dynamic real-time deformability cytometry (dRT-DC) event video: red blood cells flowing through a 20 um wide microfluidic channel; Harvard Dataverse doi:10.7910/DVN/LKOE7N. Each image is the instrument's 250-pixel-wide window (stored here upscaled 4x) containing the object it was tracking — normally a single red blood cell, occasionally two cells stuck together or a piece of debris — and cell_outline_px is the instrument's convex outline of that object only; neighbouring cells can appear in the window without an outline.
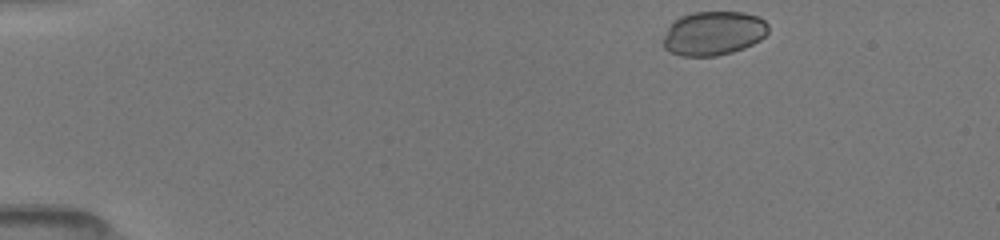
{"species": "common noctule bat (a hibernating species)", "species_latin": "Nyctalus noctula", "temperature_condition": "room temperature", "stored_images_in_passage": 16, "camera_frame_rate_fps": 3000, "um_per_image_px": 0.085, "animal": {"sex": "female", "body_mass_g": 19.5, "forearm_length_mm": 54.1}, "frame": {"image": 1, "passage_image": 1, "time_ms": 0.0, "image_size_px": [1000, 240], "cell_outline_px": [[768, 32], [760, 40], [744, 48], [732, 52], [716, 56], [680, 56], [668, 52], [664, 48], [660, 40], [668, 28], [680, 16], [696, 12], [744, 12], [756, 16], [764, 20], [768, 24]], "centroid_in_image_um": [60.61, 2.84], "position_along_channel_um": 24.4, "area_um2": 27.17}}
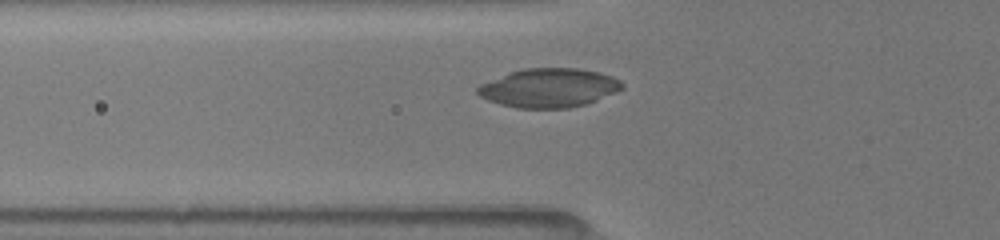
{"frame": {"image": 2, "passage_image": 10, "time_ms": 3.0, "image_size_px": [1000, 240], "cell_outline_px": [[624, 88], [616, 92], [588, 104], [568, 108], [516, 108], [500, 104], [488, 100], [480, 96], [476, 92], [476, 88], [480, 84], [508, 72], [524, 68], [576, 68], [600, 72], [612, 76], [620, 80], [624, 84]], "centroid_in_image_um": [46.67, 7.47], "position_along_channel_um": 79.1, "area_um2": 33.06}}
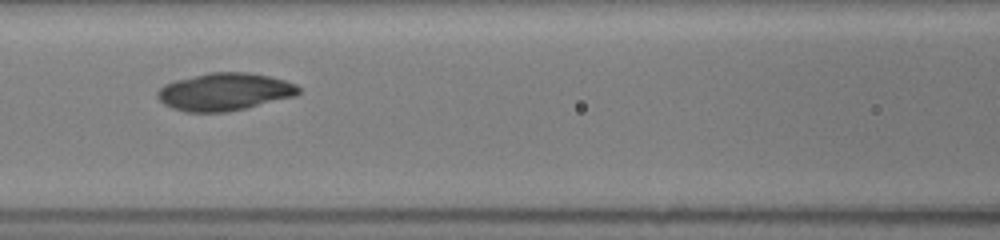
{"frame": {"image": 3, "passage_image": 14, "time_ms": 4.333, "image_size_px": [1000, 240], "cell_outline_px": [[300, 92], [296, 96], [228, 112], [184, 112], [172, 108], [164, 104], [156, 96], [156, 92], [164, 84], [176, 80], [212, 72], [244, 72], [268, 76], [284, 80], [296, 84], [300, 88]], "centroid_in_image_um": [19.08, 7.81], "position_along_channel_um": 147.5, "area_um2": 30.81}}